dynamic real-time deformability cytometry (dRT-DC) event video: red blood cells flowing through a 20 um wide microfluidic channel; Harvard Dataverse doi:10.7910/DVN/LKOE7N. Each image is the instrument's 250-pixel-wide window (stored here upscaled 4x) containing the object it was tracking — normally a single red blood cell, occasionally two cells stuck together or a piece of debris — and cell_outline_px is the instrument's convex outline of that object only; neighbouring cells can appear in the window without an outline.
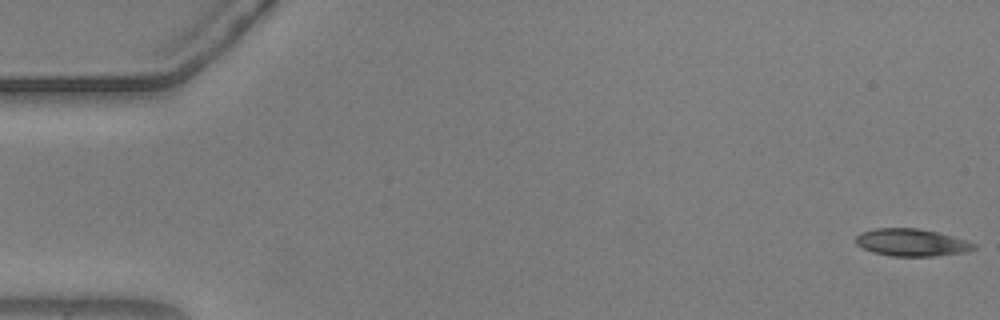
{"species": "common noctule bat (a hibernating species)", "species_latin": "Nyctalus noctula", "temperature_condition": "warm", "stored_images_in_passage": 55, "camera_frame_rate_fps": 3000, "um_per_image_px": 0.085, "animal": {"sex": "male", "body_mass_g": 20.5, "forearm_length_mm": 52.5}, "frame": {"image": 1, "passage_image": 1, "time_ms": 0.0, "image_size_px": [1000, 320], "cell_outline_px": [[976, 248], [968, 252], [936, 256], [892, 256], [872, 252], [856, 244], [856, 236], [860, 232], [876, 228], [920, 228], [952, 236], [976, 244]], "centroid_in_image_um": [77.49, 20.61], "position_along_channel_um": 7.5, "area_um2": 18.84}}
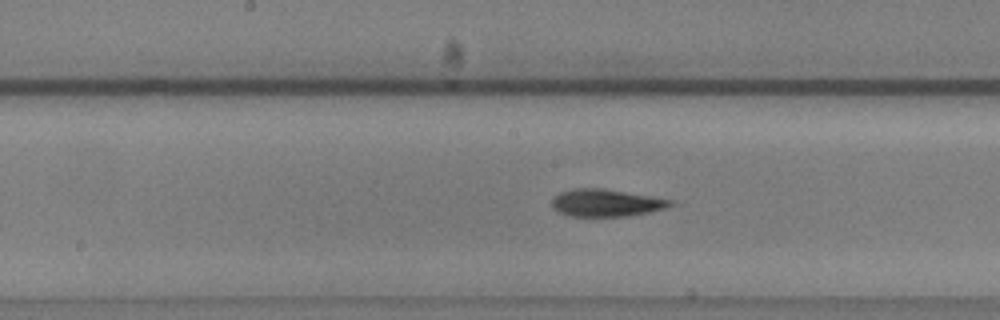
{"frame": {"image": 2, "passage_image": 28, "time_ms": 9.0, "image_size_px": [1000, 320], "cell_outline_px": [[680, 204], [648, 212], [628, 216], [568, 216], [552, 208], [552, 200], [560, 192], [576, 188], [604, 188], [672, 200]], "centroid_in_image_um": [51.54, 17.24], "position_along_channel_um": 196.7, "area_um2": 18.84}}
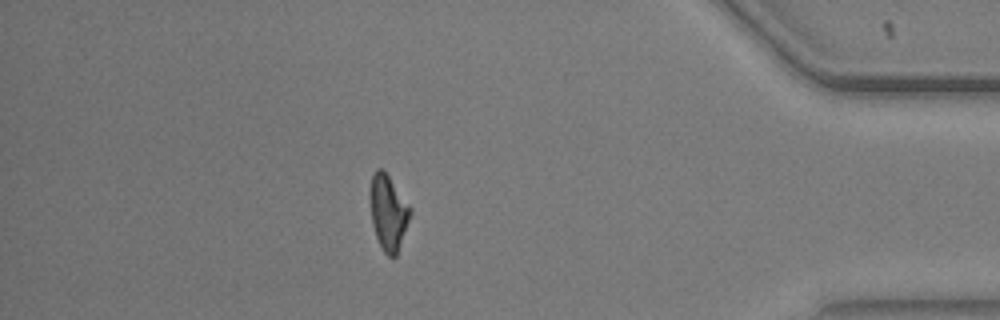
{"frame": {"image": 3, "passage_image": 48, "time_ms": 15.667, "image_size_px": [1000, 320], "cell_outline_px": [[412, 212], [396, 256], [392, 260], [384, 252], [376, 236], [372, 224], [372, 176], [376, 168], [384, 168], [412, 208]], "centroid_in_image_um": [33.05, 18.06], "position_along_channel_um": 402.2, "area_um2": 17.34}, "authors_computed_cell_mechanics": {"area_um2": 18.5538, "velocity_mm_per_s": 3.6956, "shape_relaxation_time_tau1_ms": 9.1755, "shape_relaxation_time_tau2_ms": 3.0942, "deformation_change_tau1": 0.2371, "deformation_change_tau2": 0.1199}}